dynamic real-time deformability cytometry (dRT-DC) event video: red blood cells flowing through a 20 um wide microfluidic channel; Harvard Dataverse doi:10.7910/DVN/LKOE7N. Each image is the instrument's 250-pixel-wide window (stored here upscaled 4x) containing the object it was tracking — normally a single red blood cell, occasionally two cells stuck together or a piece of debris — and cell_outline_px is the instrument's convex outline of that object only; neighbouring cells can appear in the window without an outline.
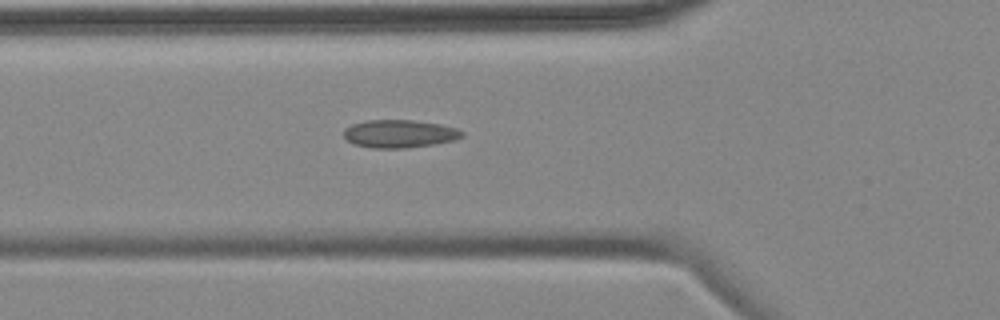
{"species": "common noctule bat (a hibernating species)", "species_latin": "Nyctalus noctula", "temperature_condition": "cold", "stored_images_in_passage": 2, "camera_frame_rate_fps": 3000, "um_per_image_px": 0.085, "animal": {"sex": "female", "body_mass_g": 18.4}, "frame": {"image": 1, "passage_image": 2, "time_ms": 1.0, "image_size_px": [1000, 320], "cell_outline_px": [[464, 136], [452, 140], [432, 144], [404, 148], [372, 148], [356, 144], [348, 140], [344, 136], [344, 128], [352, 124], [364, 120], [412, 120], [440, 124], [456, 128], [464, 132]], "centroid_in_image_um": [33.94, 11.36], "position_along_channel_um": 91.9, "area_um2": 19.07}}